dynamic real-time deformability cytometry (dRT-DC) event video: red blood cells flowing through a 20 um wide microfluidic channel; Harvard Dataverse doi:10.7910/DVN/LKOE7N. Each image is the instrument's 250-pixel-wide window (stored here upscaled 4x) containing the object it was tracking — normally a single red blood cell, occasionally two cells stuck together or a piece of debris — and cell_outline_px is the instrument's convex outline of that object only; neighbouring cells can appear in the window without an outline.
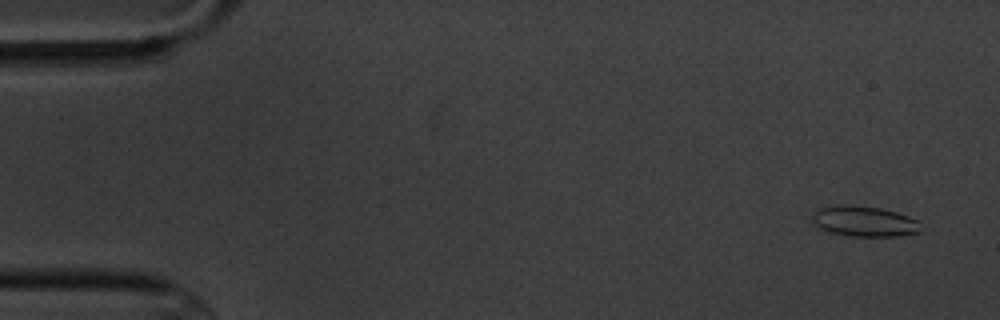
{"species": "common noctule bat (a hibernating species)", "species_latin": "Nyctalus noctula", "temperature_condition": "cold", "stored_images_in_passage": 5, "camera_frame_rate_fps": 3000, "um_per_image_px": 0.085, "animal": {"sex": "male", "body_mass_g": 20.1, "forearm_length_mm": 53.5}, "frame": {"image": 1, "passage_image": 1, "time_ms": 0.0, "image_size_px": [1000, 320], "cell_outline_px": [[920, 232], [896, 236], [852, 236], [832, 232], [816, 228], [812, 224], [812, 216], [816, 208], [848, 204], [880, 208], [896, 212], [920, 220]], "centroid_in_image_um": [73.43, 18.81], "position_along_channel_um": 11.6, "area_um2": 19.42}}